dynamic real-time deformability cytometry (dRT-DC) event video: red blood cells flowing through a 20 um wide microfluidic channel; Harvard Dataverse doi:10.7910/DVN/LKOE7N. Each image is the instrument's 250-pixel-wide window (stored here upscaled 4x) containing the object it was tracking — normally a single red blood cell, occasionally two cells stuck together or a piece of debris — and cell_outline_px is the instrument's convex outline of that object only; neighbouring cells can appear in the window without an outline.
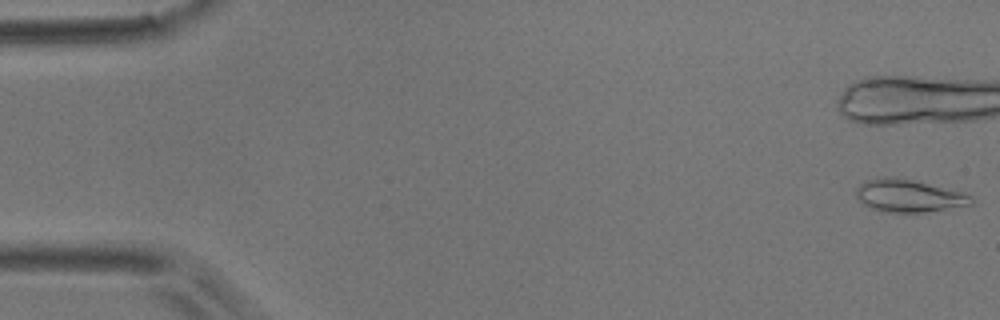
{"species": "common noctule bat (a hibernating species)", "species_latin": "Nyctalus noctula", "temperature_condition": "room temperature", "stored_images_in_passage": 4, "camera_frame_rate_fps": 3000, "um_per_image_px": 0.085, "animal": {"sex": "male", "body_mass_g": 17.9}, "frame": {"image": 1, "passage_image": 1, "time_ms": 0.0, "image_size_px": [1000, 320], "cell_outline_px": [[972, 204], [924, 212], [880, 212], [864, 204], [856, 196], [856, 188], [864, 180], [880, 176], [896, 176], [964, 192], [972, 196]], "centroid_in_image_um": [77.19, 16.62], "position_along_channel_um": 7.8, "area_um2": 21.96}}